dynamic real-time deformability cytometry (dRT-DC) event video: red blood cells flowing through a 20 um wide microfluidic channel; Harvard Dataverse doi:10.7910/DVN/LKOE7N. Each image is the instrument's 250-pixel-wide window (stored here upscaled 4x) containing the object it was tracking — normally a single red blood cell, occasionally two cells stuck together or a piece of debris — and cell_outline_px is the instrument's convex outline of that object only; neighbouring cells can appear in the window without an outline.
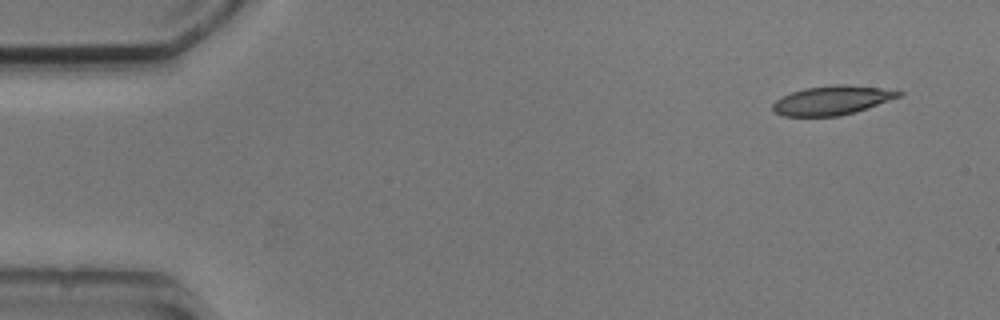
{"species": "common noctule bat (a hibernating species)", "species_latin": "Nyctalus noctula", "temperature_condition": "cold", "stored_images_in_passage": 4, "camera_frame_rate_fps": 3000, "um_per_image_px": 0.085, "animal": {"sex": "male", "body_mass_g": 20.5, "forearm_length_mm": 52.5}, "frame": {"image": 1, "passage_image": 1, "time_ms": 0.0, "image_size_px": [1000, 320], "cell_outline_px": [[904, 92], [900, 96], [868, 108], [856, 112], [840, 116], [784, 116], [776, 112], [772, 108], [772, 104], [776, 100], [792, 92], [804, 88], [832, 84], [848, 84], [880, 88]], "centroid_in_image_um": [70.73, 8.52], "position_along_channel_um": 14.3, "area_um2": 21.27}}
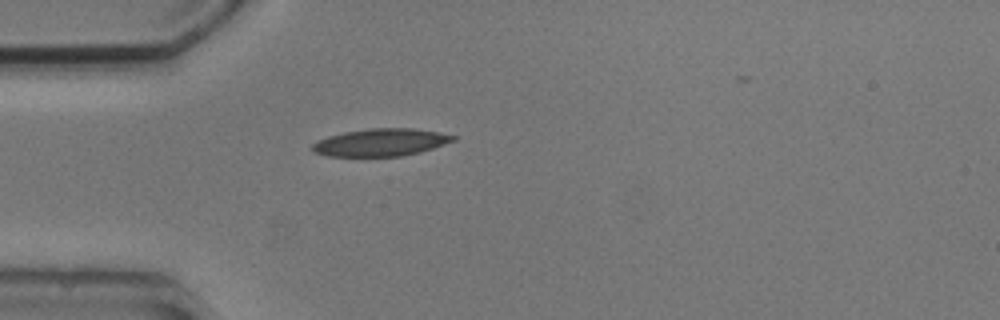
{"frame": {"image": 2, "passage_image": 4, "time_ms": 3.667, "image_size_px": [1000, 320], "cell_outline_px": [[456, 140], [420, 152], [400, 156], [328, 156], [312, 152], [312, 144], [328, 136], [344, 132], [368, 128], [412, 128], [436, 132], [456, 136]], "centroid_in_image_um": [32.34, 12.1], "position_along_channel_um": 52.7, "area_um2": 22.37}}